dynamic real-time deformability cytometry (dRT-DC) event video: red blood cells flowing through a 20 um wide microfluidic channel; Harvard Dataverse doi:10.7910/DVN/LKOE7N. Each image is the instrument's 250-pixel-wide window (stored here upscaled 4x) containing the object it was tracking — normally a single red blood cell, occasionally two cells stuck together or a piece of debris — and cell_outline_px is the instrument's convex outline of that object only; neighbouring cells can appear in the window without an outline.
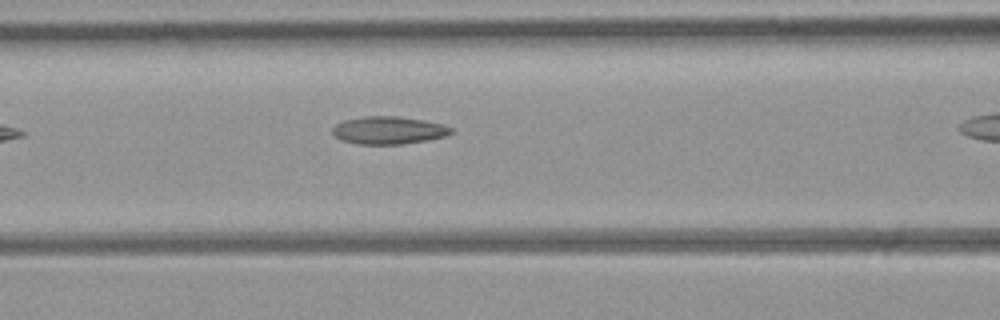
{"species": "common noctule bat (a hibernating species)", "species_latin": "Nyctalus noctula", "temperature_condition": "room temperature", "stored_images_in_passage": 5, "camera_frame_rate_fps": 3000, "um_per_image_px": 0.085, "animal": {"sex": "female", "body_mass_g": 21.9}, "frame": {"image": 1, "passage_image": 3, "time_ms": 2.667, "image_size_px": [1000, 320], "cell_outline_px": [[452, 132], [448, 136], [400, 144], [360, 144], [340, 140], [332, 132], [332, 128], [336, 124], [344, 120], [364, 116], [400, 116], [424, 120], [444, 124], [452, 128]], "centroid_in_image_um": [33.03, 11.06], "position_along_channel_um": 133.6, "area_um2": 19.13}}